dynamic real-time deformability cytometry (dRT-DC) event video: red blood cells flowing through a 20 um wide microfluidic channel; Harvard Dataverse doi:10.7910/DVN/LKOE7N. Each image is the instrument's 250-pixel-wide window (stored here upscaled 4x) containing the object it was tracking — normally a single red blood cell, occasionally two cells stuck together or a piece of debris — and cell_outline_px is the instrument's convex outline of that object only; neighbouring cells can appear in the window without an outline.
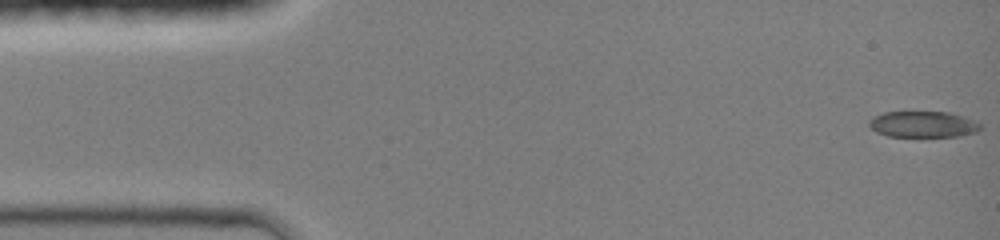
{"species": "common noctule bat (a hibernating species)", "species_latin": "Nyctalus noctula", "temperature_condition": "room temperature", "stored_images_in_passage": 45, "camera_frame_rate_fps": 3000, "um_per_image_px": 0.085, "animal": {"sex": "female", "body_mass_g": 19.0, "forearm_length_mm": 51.5}, "frame": {"image": 1, "passage_image": 1, "time_ms": 0.0, "image_size_px": [1000, 240], "cell_outline_px": [[980, 128], [976, 132], [960, 136], [888, 136], [876, 132], [868, 124], [868, 120], [872, 116], [884, 112], [948, 112], [964, 116], [980, 124]], "centroid_in_image_um": [78.42, 10.56], "position_along_channel_um": 6.6, "area_um2": 16.88}}
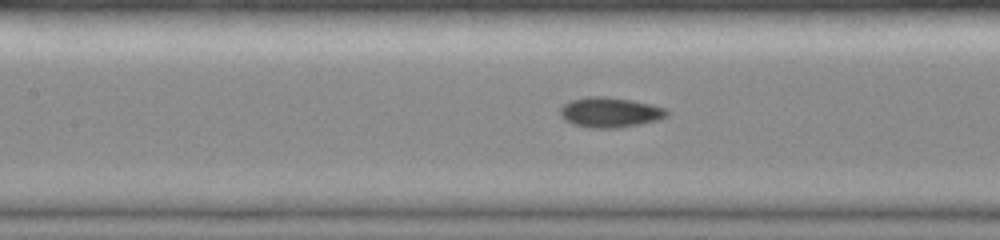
{"frame": {"image": 2, "passage_image": 20, "time_ms": 6.333, "image_size_px": [1000, 240], "cell_outline_px": [[672, 112], [668, 116], [656, 120], [640, 124], [620, 128], [592, 128], [572, 124], [564, 120], [560, 116], [560, 108], [564, 104], [572, 100], [588, 96], [604, 96], [632, 100], [668, 108]], "centroid_in_image_um": [51.88, 9.55], "position_along_channel_um": 155.5, "area_um2": 18.96}}
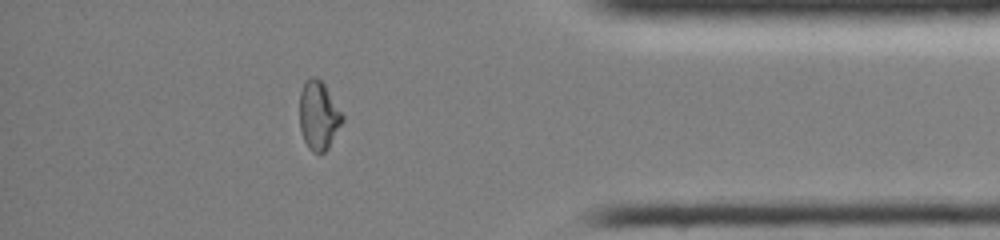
{"frame": {"image": 3, "passage_image": 39, "time_ms": 12.667, "image_size_px": [1000, 240], "cell_outline_px": [[344, 120], [328, 148], [324, 152], [312, 152], [308, 148], [304, 140], [300, 128], [300, 92], [304, 84], [312, 76], [316, 76], [324, 84], [344, 116]], "centroid_in_image_um": [27.08, 9.83], "position_along_channel_um": 408.1, "area_um2": 16.94}, "authors_computed_cell_mechanics": {"area_um2": 17.8024, "velocity_mm_per_s": 4.2716, "shape_relaxation_time_tau1_ms": 3.6272, "shape_relaxation_time_tau2_ms": 3.3097, "deformation_change_tau1": 0.1418, "deformation_change_tau2": 0.0696}}